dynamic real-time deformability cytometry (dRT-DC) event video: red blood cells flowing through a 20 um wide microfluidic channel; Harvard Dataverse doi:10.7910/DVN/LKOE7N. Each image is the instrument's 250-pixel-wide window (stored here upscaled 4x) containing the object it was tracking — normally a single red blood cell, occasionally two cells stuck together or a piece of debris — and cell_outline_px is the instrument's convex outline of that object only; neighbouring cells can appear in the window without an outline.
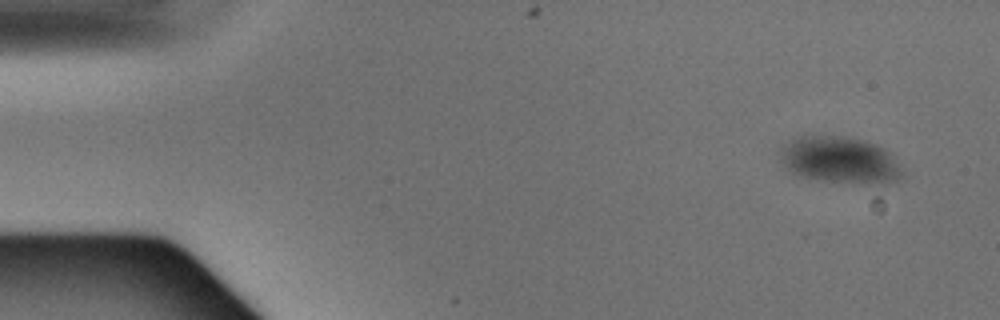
{"species": "Egyptian fruit bat (a non-hibernating species)", "species_latin": "Rousettus aegyptiacus", "temperature_condition": "warm", "stored_images_in_passage": 4, "camera_frame_rate_fps": 3000, "um_per_image_px": 0.085, "animal": {"sex": "male"}, "frame": {"image": 1, "passage_image": 1, "time_ms": 0.0, "image_size_px": [1000, 320], "cell_outline_px": [[900, 176], [896, 180], [820, 180], [796, 176], [780, 160], [780, 148], [788, 140], [796, 136], [844, 136], [876, 144], [884, 148], [892, 156], [900, 168]], "centroid_in_image_um": [71.24, 13.52], "position_along_channel_um": 13.8, "area_um2": 31.85}}
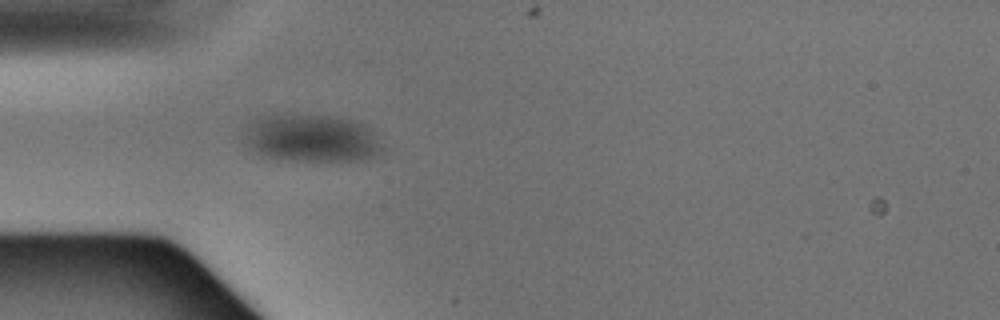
{"frame": {"image": 2, "passage_image": 4, "time_ms": 1.0, "image_size_px": [1000, 320], "cell_outline_px": [[384, 156], [364, 160], [292, 160], [260, 156], [248, 152], [244, 144], [244, 136], [248, 124], [252, 120], [264, 116], [340, 116], [360, 120], [376, 136], [384, 148]], "centroid_in_image_um": [26.51, 11.78], "position_along_channel_um": 58.5, "area_um2": 38.96}}